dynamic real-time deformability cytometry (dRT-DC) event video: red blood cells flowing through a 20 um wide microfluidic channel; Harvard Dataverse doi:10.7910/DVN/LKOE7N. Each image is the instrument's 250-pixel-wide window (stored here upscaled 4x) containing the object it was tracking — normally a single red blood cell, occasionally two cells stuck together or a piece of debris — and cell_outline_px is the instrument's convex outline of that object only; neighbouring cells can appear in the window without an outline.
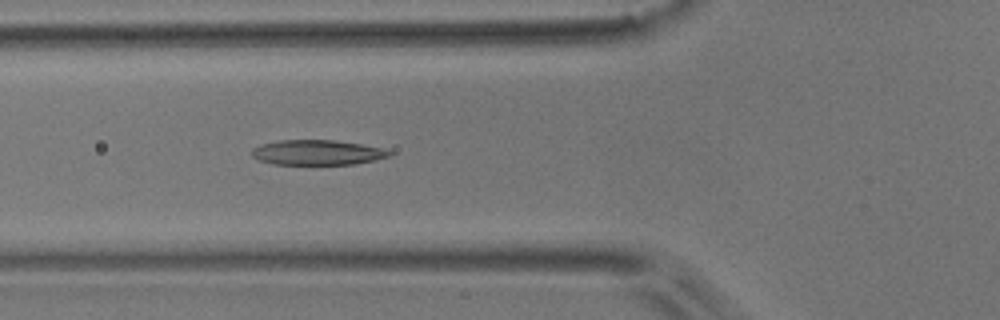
{"species": "common noctule bat (a hibernating species)", "species_latin": "Nyctalus noctula", "temperature_condition": "room temperature", "stored_images_in_passage": 5, "camera_frame_rate_fps": 3000, "um_per_image_px": 0.085, "animal": {"sex": "male", "body_mass_g": 17.9}, "frame": {"image": 1, "passage_image": 5, "time_ms": 1.333, "image_size_px": [1000, 320], "cell_outline_px": [[392, 156], [376, 160], [352, 164], [272, 164], [260, 160], [252, 156], [252, 148], [260, 144], [280, 140], [332, 140], [360, 144], [384, 148], [392, 152]], "centroid_in_image_um": [26.99, 12.96], "position_along_channel_um": 98.8, "area_um2": 20.06}}